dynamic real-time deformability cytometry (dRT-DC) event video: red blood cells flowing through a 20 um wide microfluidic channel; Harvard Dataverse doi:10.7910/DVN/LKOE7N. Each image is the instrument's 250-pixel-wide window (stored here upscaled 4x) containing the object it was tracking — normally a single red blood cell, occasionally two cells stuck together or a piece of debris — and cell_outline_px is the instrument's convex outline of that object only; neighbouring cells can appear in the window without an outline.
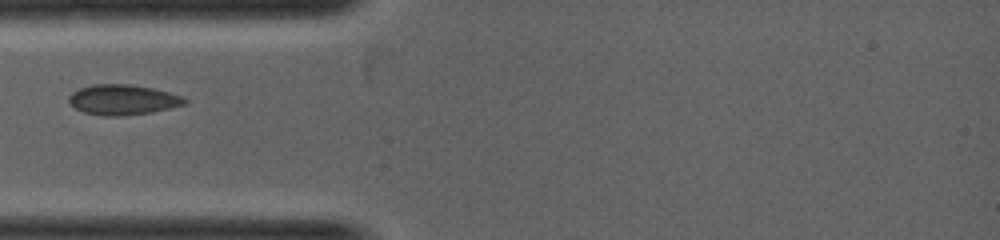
{"species": "common noctule bat (a hibernating species)", "species_latin": "Nyctalus noctula", "temperature_condition": "warm", "stored_images_in_passage": 23, "camera_frame_rate_fps": 5000, "um_per_image_px": 0.085, "animal": {"sex": "female", "body_mass_g": 19.0, "forearm_length_mm": 53.3}, "frame": {"image": 1, "passage_image": 3, "time_ms": 0.6, "image_size_px": [1000, 240], "cell_outline_px": [[188, 100], [184, 104], [172, 108], [152, 112], [124, 116], [100, 116], [84, 112], [76, 108], [68, 100], [68, 96], [72, 92], [80, 88], [92, 84], [128, 84], [152, 88], [184, 96]], "centroid_in_image_um": [10.45, 8.48], "position_along_channel_um": 74.6, "area_um2": 20.52}}
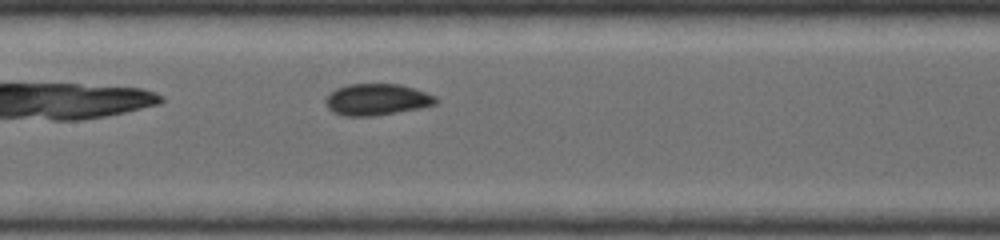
{"frame": {"image": 2, "passage_image": 8, "time_ms": 1.8, "image_size_px": [1000, 240], "cell_outline_px": [[436, 104], [420, 108], [376, 116], [344, 116], [332, 112], [324, 104], [324, 100], [336, 88], [348, 84], [400, 84], [436, 96]], "centroid_in_image_um": [31.99, 8.47], "position_along_channel_um": 175.4, "area_um2": 20.23}}
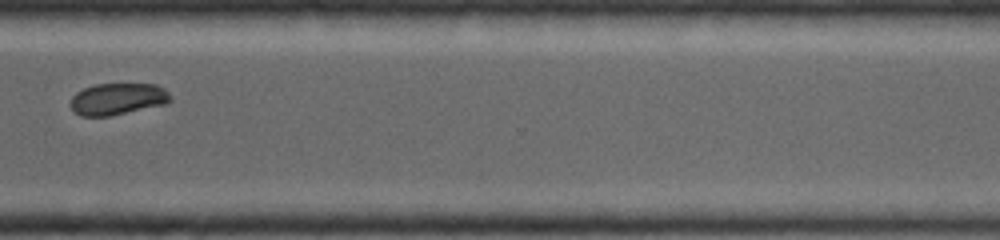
{"frame": {"image": 3, "passage_image": 18, "time_ms": 4.0, "image_size_px": [1000, 240], "cell_outline_px": [[172, 100], [168, 104], [108, 116], [80, 116], [72, 108], [72, 96], [76, 92], [84, 88], [96, 84], [156, 84], [164, 88], [168, 92]], "centroid_in_image_um": [10.04, 8.41], "position_along_channel_um": 360.6, "area_um2": 18.44}}